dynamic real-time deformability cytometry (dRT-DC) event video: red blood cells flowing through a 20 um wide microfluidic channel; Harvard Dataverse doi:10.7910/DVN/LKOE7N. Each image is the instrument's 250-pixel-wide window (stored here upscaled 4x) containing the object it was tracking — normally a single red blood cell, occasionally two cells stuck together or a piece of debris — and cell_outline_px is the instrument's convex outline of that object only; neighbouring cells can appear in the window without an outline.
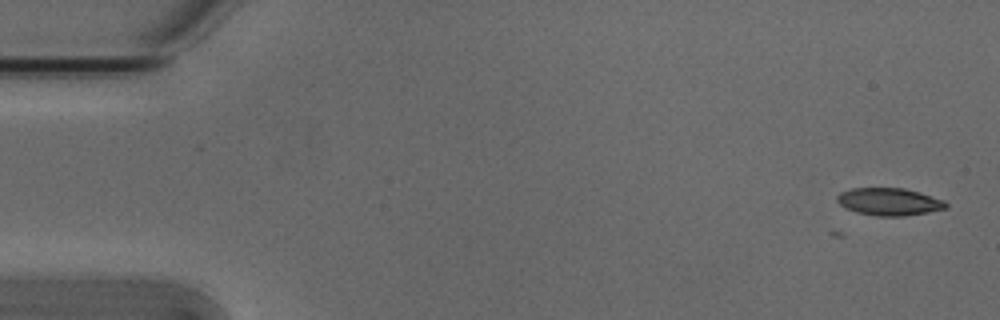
{"species": "Egyptian fruit bat (a non-hibernating species)", "species_latin": "Rousettus aegyptiacus", "temperature_condition": "cold", "stored_images_in_passage": 5, "camera_frame_rate_fps": 3000, "um_per_image_px": 0.085, "animal": {"sex": "male"}, "frame": {"image": 1, "passage_image": 1, "time_ms": 0.0, "image_size_px": [1000, 320], "cell_outline_px": [[948, 208], [928, 212], [904, 216], [876, 216], [856, 212], [844, 208], [836, 200], [836, 196], [840, 192], [852, 188], [904, 188], [920, 192], [944, 200], [948, 204]], "centroid_in_image_um": [75.57, 17.14], "position_along_channel_um": 9.4, "area_um2": 17.57}}
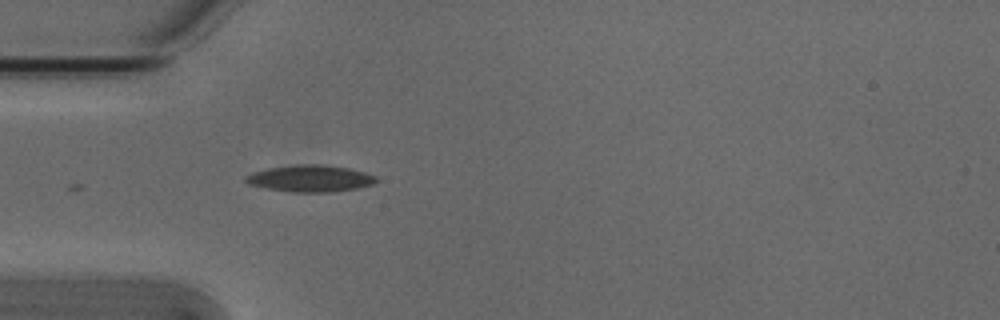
{"frame": {"image": 2, "passage_image": 5, "time_ms": 1.333, "image_size_px": [1000, 320], "cell_outline_px": [[380, 180], [372, 184], [356, 188], [332, 192], [292, 192], [268, 188], [248, 184], [244, 180], [244, 176], [252, 172], [268, 168], [296, 164], [320, 164], [348, 168], [364, 172], [376, 176]], "centroid_in_image_um": [26.36, 15.16], "position_along_channel_um": 58.6, "area_um2": 20.35}}